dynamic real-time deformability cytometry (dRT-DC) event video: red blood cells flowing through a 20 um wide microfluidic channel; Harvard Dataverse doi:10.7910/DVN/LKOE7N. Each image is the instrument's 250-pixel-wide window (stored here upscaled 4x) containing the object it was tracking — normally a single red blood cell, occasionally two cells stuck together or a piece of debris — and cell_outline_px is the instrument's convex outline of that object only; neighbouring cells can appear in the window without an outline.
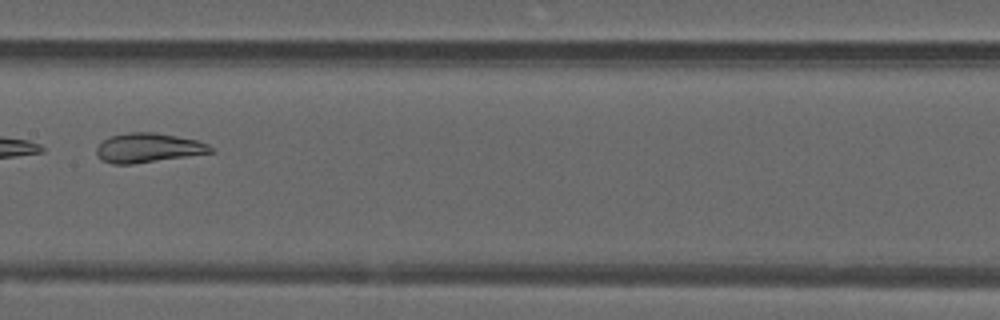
{"species": "common noctule bat (a hibernating species)", "species_latin": "Nyctalus noctula", "temperature_condition": "warm", "stored_images_in_passage": 12, "camera_frame_rate_fps": 3000, "um_per_image_px": 0.085, "animal": {"sex": "male", "forearm_length_mm": 52.5}, "frame": {"image": 1, "passage_image": 10, "time_ms": 3.0, "image_size_px": [1000, 320], "cell_outline_px": [[216, 152], [132, 164], [112, 164], [100, 160], [96, 156], [96, 148], [108, 136], [128, 132], [156, 132], [196, 140], [208, 144]], "centroid_in_image_um": [12.56, 12.57], "position_along_channel_um": 194.8, "area_um2": 19.65}}